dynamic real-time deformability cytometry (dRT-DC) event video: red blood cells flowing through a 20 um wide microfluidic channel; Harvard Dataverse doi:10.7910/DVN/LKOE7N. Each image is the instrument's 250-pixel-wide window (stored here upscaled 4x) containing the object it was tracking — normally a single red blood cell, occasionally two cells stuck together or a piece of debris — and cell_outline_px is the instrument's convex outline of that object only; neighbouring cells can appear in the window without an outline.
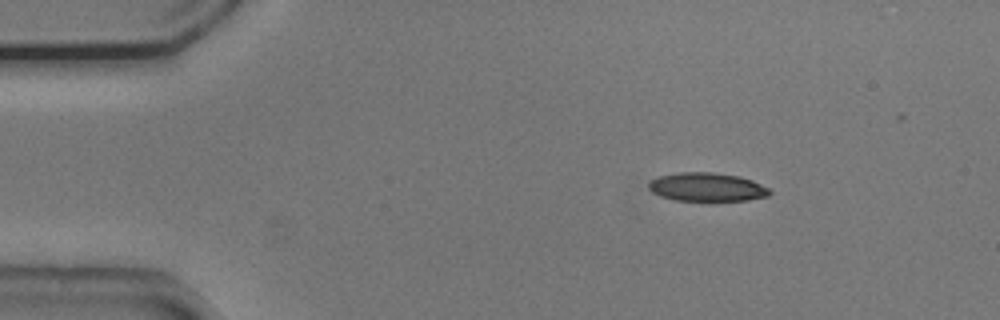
{"species": "common noctule bat (a hibernating species)", "species_latin": "Nyctalus noctula", "temperature_condition": "cold", "stored_images_in_passage": 48, "camera_frame_rate_fps": 3000, "um_per_image_px": 0.085, "animal": {"sex": "male", "body_mass_g": 20.5, "forearm_length_mm": 52.5}, "frame": {"image": 1, "passage_image": 2, "time_ms": 0.333, "image_size_px": [1000, 320], "cell_outline_px": [[772, 192], [768, 196], [748, 200], [708, 204], [676, 200], [660, 196], [652, 192], [648, 188], [648, 184], [652, 180], [660, 176], [680, 172], [712, 172], [740, 176], [752, 180], [768, 188]], "centroid_in_image_um": [60.11, 15.95], "position_along_channel_um": 24.9, "area_um2": 21.04}}
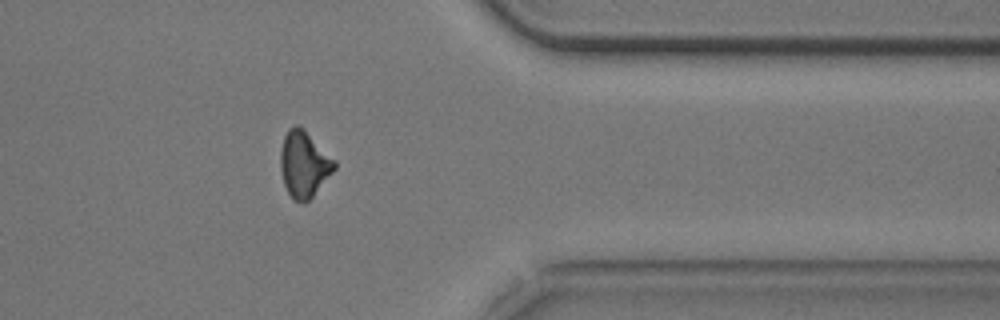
{"frame": {"image": 2, "passage_image": 37, "time_ms": 12.0, "image_size_px": [1000, 320], "cell_outline_px": [[336, 168], [312, 196], [308, 200], [292, 200], [284, 184], [280, 168], [280, 152], [284, 136], [288, 128], [296, 124], [304, 128], [336, 160]], "centroid_in_image_um": [25.84, 13.9], "position_along_channel_um": 385.6, "area_um2": 20.75}}
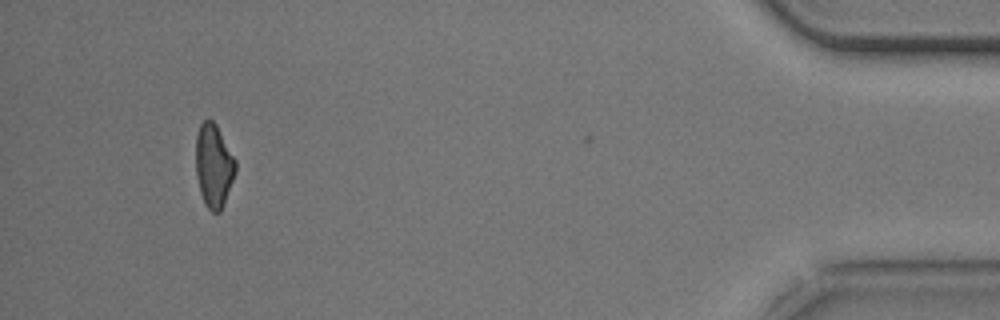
{"frame": {"image": 3, "passage_image": 44, "time_ms": 14.333, "image_size_px": [1000, 320], "cell_outline_px": [[236, 172], [224, 204], [220, 212], [212, 212], [204, 204], [200, 192], [196, 176], [196, 136], [200, 124], [204, 120], [212, 120], [216, 124], [236, 160]], "centroid_in_image_um": [18.17, 14.1], "position_along_channel_um": 417.0, "area_um2": 19.36}, "authors_computed_cell_mechanics": {"area_um2": 20.808, "velocity_mm_per_s": 3.7704, "shape_relaxation_time_tau1_ms": null, "shape_relaxation_time_tau2_ms": 10.8992, "deformation_change_tau1": null, "deformation_change_tau2": 0.2292}}